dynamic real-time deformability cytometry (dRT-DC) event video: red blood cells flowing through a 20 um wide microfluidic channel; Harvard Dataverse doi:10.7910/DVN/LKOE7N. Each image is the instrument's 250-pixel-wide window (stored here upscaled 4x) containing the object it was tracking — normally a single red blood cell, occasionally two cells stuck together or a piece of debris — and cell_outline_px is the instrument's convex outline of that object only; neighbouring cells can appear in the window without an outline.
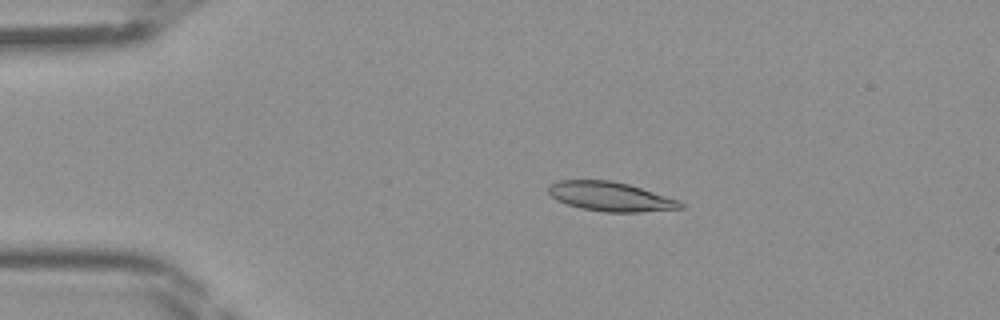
{"species": "Egyptian fruit bat (a non-hibernating species)", "species_latin": "Rousettus aegyptiacus", "temperature_condition": "room temperature", "stored_images_in_passage": 44, "camera_frame_rate_fps": 3000, "um_per_image_px": 0.085, "frame": {"image": 1, "passage_image": 8, "time_ms": 2.333, "image_size_px": [1000, 320], "cell_outline_px": [[684, 208], [640, 212], [604, 212], [580, 208], [556, 200], [548, 192], [548, 184], [560, 180], [612, 180], [628, 184], [680, 200], [684, 204]], "centroid_in_image_um": [51.89, 16.71], "position_along_channel_um": 33.1, "area_um2": 22.6}}
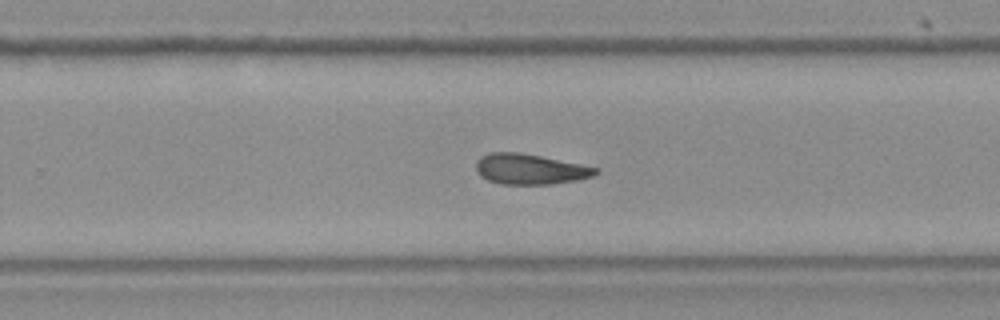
{"frame": {"image": 2, "passage_image": 28, "time_ms": 9.0, "image_size_px": [1000, 320], "cell_outline_px": [[600, 172], [592, 176], [576, 180], [552, 184], [500, 184], [488, 180], [480, 176], [476, 172], [476, 160], [480, 156], [488, 152], [520, 152], [600, 168]], "centroid_in_image_um": [45.02, 14.37], "position_along_channel_um": 284.8, "area_um2": 21.33}}
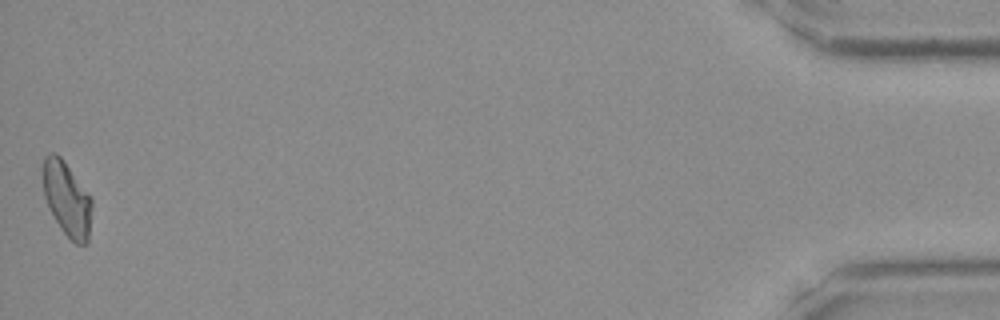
{"frame": {"image": 3, "passage_image": 44, "time_ms": 14.333, "image_size_px": [1000, 320], "cell_outline_px": [[92, 204], [88, 244], [76, 244], [60, 228], [44, 196], [44, 156], [48, 152], [56, 152], [64, 160], [92, 196]], "centroid_in_image_um": [5.73, 16.88], "position_along_channel_um": 429.5, "area_um2": 21.15}}